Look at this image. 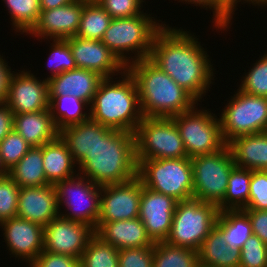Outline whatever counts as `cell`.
Wrapping results in <instances>:
<instances>
[{"mask_svg": "<svg viewBox=\"0 0 267 267\" xmlns=\"http://www.w3.org/2000/svg\"><path fill=\"white\" fill-rule=\"evenodd\" d=\"M193 34V35H192ZM194 33L164 25L155 35L149 60L197 102L206 96L215 72L207 51Z\"/></svg>", "mask_w": 267, "mask_h": 267, "instance_id": "6da1fadb", "label": "cell"}, {"mask_svg": "<svg viewBox=\"0 0 267 267\" xmlns=\"http://www.w3.org/2000/svg\"><path fill=\"white\" fill-rule=\"evenodd\" d=\"M78 174L98 186L124 183L137 176L135 135L102 126L96 132V147L77 166Z\"/></svg>", "mask_w": 267, "mask_h": 267, "instance_id": "7a4b0ae2", "label": "cell"}, {"mask_svg": "<svg viewBox=\"0 0 267 267\" xmlns=\"http://www.w3.org/2000/svg\"><path fill=\"white\" fill-rule=\"evenodd\" d=\"M133 77L143 117L171 118L191 110L198 102L149 59L126 66Z\"/></svg>", "mask_w": 267, "mask_h": 267, "instance_id": "3957f363", "label": "cell"}, {"mask_svg": "<svg viewBox=\"0 0 267 267\" xmlns=\"http://www.w3.org/2000/svg\"><path fill=\"white\" fill-rule=\"evenodd\" d=\"M121 76L100 82L90 105V119L111 129L134 133L143 118L138 91L127 70Z\"/></svg>", "mask_w": 267, "mask_h": 267, "instance_id": "277c9868", "label": "cell"}, {"mask_svg": "<svg viewBox=\"0 0 267 267\" xmlns=\"http://www.w3.org/2000/svg\"><path fill=\"white\" fill-rule=\"evenodd\" d=\"M151 15L143 12L130 18L112 19L104 33L101 41L125 66L149 58L154 37L165 25Z\"/></svg>", "mask_w": 267, "mask_h": 267, "instance_id": "5b68a950", "label": "cell"}, {"mask_svg": "<svg viewBox=\"0 0 267 267\" xmlns=\"http://www.w3.org/2000/svg\"><path fill=\"white\" fill-rule=\"evenodd\" d=\"M137 176L143 186L177 201L193 198V168L189 157L142 160Z\"/></svg>", "mask_w": 267, "mask_h": 267, "instance_id": "8992f818", "label": "cell"}, {"mask_svg": "<svg viewBox=\"0 0 267 267\" xmlns=\"http://www.w3.org/2000/svg\"><path fill=\"white\" fill-rule=\"evenodd\" d=\"M134 135L137 165L142 160L188 157L172 118L143 117Z\"/></svg>", "mask_w": 267, "mask_h": 267, "instance_id": "52a82bcc", "label": "cell"}, {"mask_svg": "<svg viewBox=\"0 0 267 267\" xmlns=\"http://www.w3.org/2000/svg\"><path fill=\"white\" fill-rule=\"evenodd\" d=\"M219 210L211 203L196 198L178 201L171 231L165 240L174 246L198 251L210 230L215 226Z\"/></svg>", "mask_w": 267, "mask_h": 267, "instance_id": "ba28073f", "label": "cell"}, {"mask_svg": "<svg viewBox=\"0 0 267 267\" xmlns=\"http://www.w3.org/2000/svg\"><path fill=\"white\" fill-rule=\"evenodd\" d=\"M235 93L219 116L226 144L242 135L267 131V97L247 94L239 89Z\"/></svg>", "mask_w": 267, "mask_h": 267, "instance_id": "9c48e42d", "label": "cell"}, {"mask_svg": "<svg viewBox=\"0 0 267 267\" xmlns=\"http://www.w3.org/2000/svg\"><path fill=\"white\" fill-rule=\"evenodd\" d=\"M198 109L194 106L189 111L171 117L189 158L214 154L227 145L222 137L219 118L210 109Z\"/></svg>", "mask_w": 267, "mask_h": 267, "instance_id": "30bf717a", "label": "cell"}, {"mask_svg": "<svg viewBox=\"0 0 267 267\" xmlns=\"http://www.w3.org/2000/svg\"><path fill=\"white\" fill-rule=\"evenodd\" d=\"M193 198L218 206L224 199L230 172L236 166L228 145L220 151L191 158Z\"/></svg>", "mask_w": 267, "mask_h": 267, "instance_id": "8fae6325", "label": "cell"}, {"mask_svg": "<svg viewBox=\"0 0 267 267\" xmlns=\"http://www.w3.org/2000/svg\"><path fill=\"white\" fill-rule=\"evenodd\" d=\"M54 187L59 215L95 230L100 216L101 186L77 173L70 179L56 182ZM64 206L65 214L61 212Z\"/></svg>", "mask_w": 267, "mask_h": 267, "instance_id": "7c38bea8", "label": "cell"}, {"mask_svg": "<svg viewBox=\"0 0 267 267\" xmlns=\"http://www.w3.org/2000/svg\"><path fill=\"white\" fill-rule=\"evenodd\" d=\"M94 234L91 226L58 215L44 226L43 251L80 259Z\"/></svg>", "mask_w": 267, "mask_h": 267, "instance_id": "4fadbf2b", "label": "cell"}, {"mask_svg": "<svg viewBox=\"0 0 267 267\" xmlns=\"http://www.w3.org/2000/svg\"><path fill=\"white\" fill-rule=\"evenodd\" d=\"M18 72L13 71L11 74L4 102L13 114L49 109L48 80L38 79L39 77H35L31 70L23 69Z\"/></svg>", "mask_w": 267, "mask_h": 267, "instance_id": "5bb4252c", "label": "cell"}, {"mask_svg": "<svg viewBox=\"0 0 267 267\" xmlns=\"http://www.w3.org/2000/svg\"><path fill=\"white\" fill-rule=\"evenodd\" d=\"M141 191L142 180L138 176L124 183L101 186L98 222L138 218Z\"/></svg>", "mask_w": 267, "mask_h": 267, "instance_id": "9a60e30c", "label": "cell"}, {"mask_svg": "<svg viewBox=\"0 0 267 267\" xmlns=\"http://www.w3.org/2000/svg\"><path fill=\"white\" fill-rule=\"evenodd\" d=\"M177 203L174 197L153 191L142 183L139 218L154 243L169 236Z\"/></svg>", "mask_w": 267, "mask_h": 267, "instance_id": "2e32d148", "label": "cell"}, {"mask_svg": "<svg viewBox=\"0 0 267 267\" xmlns=\"http://www.w3.org/2000/svg\"><path fill=\"white\" fill-rule=\"evenodd\" d=\"M3 238L11 257L21 259L29 265L43 251L44 227L20 217H12L0 223Z\"/></svg>", "mask_w": 267, "mask_h": 267, "instance_id": "e0dca14e", "label": "cell"}, {"mask_svg": "<svg viewBox=\"0 0 267 267\" xmlns=\"http://www.w3.org/2000/svg\"><path fill=\"white\" fill-rule=\"evenodd\" d=\"M77 68L92 70L104 78L119 76L126 66L101 40H87L77 36L66 39Z\"/></svg>", "mask_w": 267, "mask_h": 267, "instance_id": "ac0fdd59", "label": "cell"}, {"mask_svg": "<svg viewBox=\"0 0 267 267\" xmlns=\"http://www.w3.org/2000/svg\"><path fill=\"white\" fill-rule=\"evenodd\" d=\"M83 0H76L70 4L41 10L39 19L34 28L28 33L38 39H67L77 34Z\"/></svg>", "mask_w": 267, "mask_h": 267, "instance_id": "d6986e66", "label": "cell"}, {"mask_svg": "<svg viewBox=\"0 0 267 267\" xmlns=\"http://www.w3.org/2000/svg\"><path fill=\"white\" fill-rule=\"evenodd\" d=\"M58 215L54 184L20 188L17 217L44 227Z\"/></svg>", "mask_w": 267, "mask_h": 267, "instance_id": "ffe728a7", "label": "cell"}, {"mask_svg": "<svg viewBox=\"0 0 267 267\" xmlns=\"http://www.w3.org/2000/svg\"><path fill=\"white\" fill-rule=\"evenodd\" d=\"M104 79L92 70L76 68L48 79L49 96H73L91 105L100 82Z\"/></svg>", "mask_w": 267, "mask_h": 267, "instance_id": "44dd1931", "label": "cell"}, {"mask_svg": "<svg viewBox=\"0 0 267 267\" xmlns=\"http://www.w3.org/2000/svg\"><path fill=\"white\" fill-rule=\"evenodd\" d=\"M95 234L118 250L154 246L139 217L130 220L97 222Z\"/></svg>", "mask_w": 267, "mask_h": 267, "instance_id": "7402d4cb", "label": "cell"}, {"mask_svg": "<svg viewBox=\"0 0 267 267\" xmlns=\"http://www.w3.org/2000/svg\"><path fill=\"white\" fill-rule=\"evenodd\" d=\"M13 129L31 147H40L59 136L49 109L37 112L14 114Z\"/></svg>", "mask_w": 267, "mask_h": 267, "instance_id": "603a6c76", "label": "cell"}, {"mask_svg": "<svg viewBox=\"0 0 267 267\" xmlns=\"http://www.w3.org/2000/svg\"><path fill=\"white\" fill-rule=\"evenodd\" d=\"M227 145L237 167L267 170V131L236 137Z\"/></svg>", "mask_w": 267, "mask_h": 267, "instance_id": "cb8c5ba5", "label": "cell"}, {"mask_svg": "<svg viewBox=\"0 0 267 267\" xmlns=\"http://www.w3.org/2000/svg\"><path fill=\"white\" fill-rule=\"evenodd\" d=\"M199 266L239 267L240 249H231L222 231L215 225L198 249Z\"/></svg>", "mask_w": 267, "mask_h": 267, "instance_id": "d4e9b609", "label": "cell"}, {"mask_svg": "<svg viewBox=\"0 0 267 267\" xmlns=\"http://www.w3.org/2000/svg\"><path fill=\"white\" fill-rule=\"evenodd\" d=\"M43 166L46 180L50 184L70 179L78 173L68 146L60 136L43 145Z\"/></svg>", "mask_w": 267, "mask_h": 267, "instance_id": "484cf974", "label": "cell"}, {"mask_svg": "<svg viewBox=\"0 0 267 267\" xmlns=\"http://www.w3.org/2000/svg\"><path fill=\"white\" fill-rule=\"evenodd\" d=\"M102 124L91 119L63 128L59 136L67 144L76 165H80L96 147V132Z\"/></svg>", "mask_w": 267, "mask_h": 267, "instance_id": "4316f807", "label": "cell"}, {"mask_svg": "<svg viewBox=\"0 0 267 267\" xmlns=\"http://www.w3.org/2000/svg\"><path fill=\"white\" fill-rule=\"evenodd\" d=\"M8 175L20 188L50 185L44 172L43 145L31 147L20 161L9 170Z\"/></svg>", "mask_w": 267, "mask_h": 267, "instance_id": "83f0119b", "label": "cell"}, {"mask_svg": "<svg viewBox=\"0 0 267 267\" xmlns=\"http://www.w3.org/2000/svg\"><path fill=\"white\" fill-rule=\"evenodd\" d=\"M88 109H90V105L76 97L49 96V110L58 131L89 120L90 112L88 111L90 110Z\"/></svg>", "mask_w": 267, "mask_h": 267, "instance_id": "f1b7e54d", "label": "cell"}, {"mask_svg": "<svg viewBox=\"0 0 267 267\" xmlns=\"http://www.w3.org/2000/svg\"><path fill=\"white\" fill-rule=\"evenodd\" d=\"M215 225L222 231L231 249H241L253 234L248 214L243 209L220 211Z\"/></svg>", "mask_w": 267, "mask_h": 267, "instance_id": "f546056e", "label": "cell"}, {"mask_svg": "<svg viewBox=\"0 0 267 267\" xmlns=\"http://www.w3.org/2000/svg\"><path fill=\"white\" fill-rule=\"evenodd\" d=\"M251 169L235 166L230 172L228 187L223 201L217 206L223 210L244 209L249 200Z\"/></svg>", "mask_w": 267, "mask_h": 267, "instance_id": "4dcf8cb0", "label": "cell"}, {"mask_svg": "<svg viewBox=\"0 0 267 267\" xmlns=\"http://www.w3.org/2000/svg\"><path fill=\"white\" fill-rule=\"evenodd\" d=\"M112 17L97 3L83 0V11L75 36L87 40H101Z\"/></svg>", "mask_w": 267, "mask_h": 267, "instance_id": "1f68e13d", "label": "cell"}, {"mask_svg": "<svg viewBox=\"0 0 267 267\" xmlns=\"http://www.w3.org/2000/svg\"><path fill=\"white\" fill-rule=\"evenodd\" d=\"M153 267H199L198 251L174 246L166 241L154 243Z\"/></svg>", "mask_w": 267, "mask_h": 267, "instance_id": "d6a6232c", "label": "cell"}, {"mask_svg": "<svg viewBox=\"0 0 267 267\" xmlns=\"http://www.w3.org/2000/svg\"><path fill=\"white\" fill-rule=\"evenodd\" d=\"M12 21L13 30L26 34L34 28L41 12L39 0H2Z\"/></svg>", "mask_w": 267, "mask_h": 267, "instance_id": "836d02e7", "label": "cell"}, {"mask_svg": "<svg viewBox=\"0 0 267 267\" xmlns=\"http://www.w3.org/2000/svg\"><path fill=\"white\" fill-rule=\"evenodd\" d=\"M118 251L94 234L80 258V267H119Z\"/></svg>", "mask_w": 267, "mask_h": 267, "instance_id": "e575fe53", "label": "cell"}, {"mask_svg": "<svg viewBox=\"0 0 267 267\" xmlns=\"http://www.w3.org/2000/svg\"><path fill=\"white\" fill-rule=\"evenodd\" d=\"M267 50L253 64L249 72L244 73L241 83L238 87L239 90L260 97H267Z\"/></svg>", "mask_w": 267, "mask_h": 267, "instance_id": "d590c367", "label": "cell"}, {"mask_svg": "<svg viewBox=\"0 0 267 267\" xmlns=\"http://www.w3.org/2000/svg\"><path fill=\"white\" fill-rule=\"evenodd\" d=\"M52 41V43L49 42L52 45L49 49L51 51L48 55L47 66L51 75H48L47 80L65 71L77 68L68 41L66 39H52Z\"/></svg>", "mask_w": 267, "mask_h": 267, "instance_id": "8d00e7d4", "label": "cell"}, {"mask_svg": "<svg viewBox=\"0 0 267 267\" xmlns=\"http://www.w3.org/2000/svg\"><path fill=\"white\" fill-rule=\"evenodd\" d=\"M31 146L14 129L0 142V156L9 171L28 152Z\"/></svg>", "mask_w": 267, "mask_h": 267, "instance_id": "74e56055", "label": "cell"}, {"mask_svg": "<svg viewBox=\"0 0 267 267\" xmlns=\"http://www.w3.org/2000/svg\"><path fill=\"white\" fill-rule=\"evenodd\" d=\"M20 187L7 174L0 177V223L17 216Z\"/></svg>", "mask_w": 267, "mask_h": 267, "instance_id": "f35d334b", "label": "cell"}, {"mask_svg": "<svg viewBox=\"0 0 267 267\" xmlns=\"http://www.w3.org/2000/svg\"><path fill=\"white\" fill-rule=\"evenodd\" d=\"M239 267H267V244L252 234L240 249Z\"/></svg>", "mask_w": 267, "mask_h": 267, "instance_id": "ab89813d", "label": "cell"}, {"mask_svg": "<svg viewBox=\"0 0 267 267\" xmlns=\"http://www.w3.org/2000/svg\"><path fill=\"white\" fill-rule=\"evenodd\" d=\"M244 209L267 210V170H251L249 200Z\"/></svg>", "mask_w": 267, "mask_h": 267, "instance_id": "60d3db41", "label": "cell"}, {"mask_svg": "<svg viewBox=\"0 0 267 267\" xmlns=\"http://www.w3.org/2000/svg\"><path fill=\"white\" fill-rule=\"evenodd\" d=\"M153 256V246L120 249L119 267H153Z\"/></svg>", "mask_w": 267, "mask_h": 267, "instance_id": "b9f144b4", "label": "cell"}, {"mask_svg": "<svg viewBox=\"0 0 267 267\" xmlns=\"http://www.w3.org/2000/svg\"><path fill=\"white\" fill-rule=\"evenodd\" d=\"M145 0H99L97 3L112 17V19L130 18L144 11Z\"/></svg>", "mask_w": 267, "mask_h": 267, "instance_id": "7bdbcfd3", "label": "cell"}, {"mask_svg": "<svg viewBox=\"0 0 267 267\" xmlns=\"http://www.w3.org/2000/svg\"><path fill=\"white\" fill-rule=\"evenodd\" d=\"M176 1V0H175ZM185 4H194V6H200V8H205L206 10H212V23L213 26L218 30H226L232 25V17L215 1V0H179Z\"/></svg>", "mask_w": 267, "mask_h": 267, "instance_id": "ee69618b", "label": "cell"}, {"mask_svg": "<svg viewBox=\"0 0 267 267\" xmlns=\"http://www.w3.org/2000/svg\"><path fill=\"white\" fill-rule=\"evenodd\" d=\"M30 267H80V259L63 254L42 251Z\"/></svg>", "mask_w": 267, "mask_h": 267, "instance_id": "f6af8a7d", "label": "cell"}, {"mask_svg": "<svg viewBox=\"0 0 267 267\" xmlns=\"http://www.w3.org/2000/svg\"><path fill=\"white\" fill-rule=\"evenodd\" d=\"M252 226V232L267 244V210L243 209Z\"/></svg>", "mask_w": 267, "mask_h": 267, "instance_id": "bcb514c9", "label": "cell"}, {"mask_svg": "<svg viewBox=\"0 0 267 267\" xmlns=\"http://www.w3.org/2000/svg\"><path fill=\"white\" fill-rule=\"evenodd\" d=\"M14 114L9 106L0 103V142L13 130Z\"/></svg>", "mask_w": 267, "mask_h": 267, "instance_id": "7dc6e473", "label": "cell"}, {"mask_svg": "<svg viewBox=\"0 0 267 267\" xmlns=\"http://www.w3.org/2000/svg\"><path fill=\"white\" fill-rule=\"evenodd\" d=\"M11 67L8 66V62L0 54V103H4L7 96L9 80L11 77Z\"/></svg>", "mask_w": 267, "mask_h": 267, "instance_id": "c3c4849f", "label": "cell"}, {"mask_svg": "<svg viewBox=\"0 0 267 267\" xmlns=\"http://www.w3.org/2000/svg\"><path fill=\"white\" fill-rule=\"evenodd\" d=\"M41 10H49L70 4L76 0H39Z\"/></svg>", "mask_w": 267, "mask_h": 267, "instance_id": "681fc988", "label": "cell"}, {"mask_svg": "<svg viewBox=\"0 0 267 267\" xmlns=\"http://www.w3.org/2000/svg\"><path fill=\"white\" fill-rule=\"evenodd\" d=\"M232 18L240 0H215ZM239 2V3H238ZM238 3V4H237Z\"/></svg>", "mask_w": 267, "mask_h": 267, "instance_id": "f907efd6", "label": "cell"}, {"mask_svg": "<svg viewBox=\"0 0 267 267\" xmlns=\"http://www.w3.org/2000/svg\"><path fill=\"white\" fill-rule=\"evenodd\" d=\"M242 1H243V3H247V4L249 3V5L252 4L254 6H258V8H259V6L261 8L264 6L267 7V0H240L241 3H242Z\"/></svg>", "mask_w": 267, "mask_h": 267, "instance_id": "816d5d0a", "label": "cell"}, {"mask_svg": "<svg viewBox=\"0 0 267 267\" xmlns=\"http://www.w3.org/2000/svg\"><path fill=\"white\" fill-rule=\"evenodd\" d=\"M8 172L9 171L4 167L2 160H1V156H0V177L7 175Z\"/></svg>", "mask_w": 267, "mask_h": 267, "instance_id": "f5cc1de1", "label": "cell"}]
</instances>
